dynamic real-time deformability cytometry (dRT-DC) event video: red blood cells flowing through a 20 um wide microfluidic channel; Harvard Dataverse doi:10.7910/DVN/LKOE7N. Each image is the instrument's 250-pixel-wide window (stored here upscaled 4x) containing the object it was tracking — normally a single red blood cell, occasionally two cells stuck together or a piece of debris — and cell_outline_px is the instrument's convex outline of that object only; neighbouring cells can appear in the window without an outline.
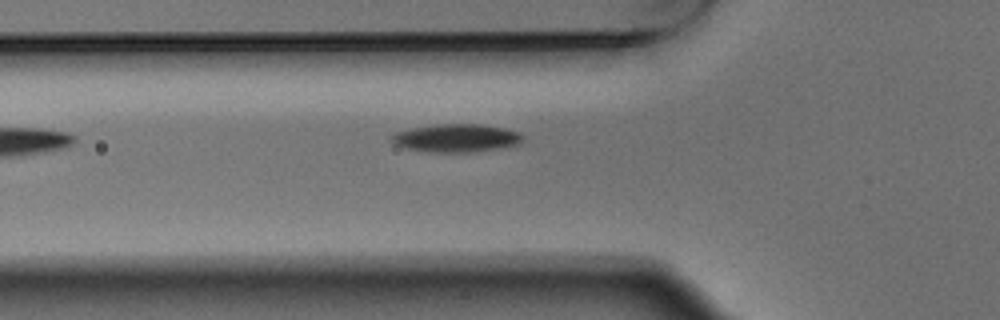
{"species": "Egyptian fruit bat (a non-hibernating species)", "species_latin": "Rousettus aegyptiacus", "temperature_condition": "warm", "stored_images_in_passage": 5, "camera_frame_rate_fps": 3000, "um_per_image_px": 0.085, "animal": {"sex": "male"}, "frame": {"image": 1, "passage_image": 5, "time_ms": 1.333, "image_size_px": [1000, 320], "cell_outline_px": [[524, 140], [520, 144], [468, 152], [428, 152], [404, 148], [396, 144], [392, 140], [392, 136], [396, 132], [412, 128], [440, 124], [480, 124], [504, 128], [520, 132], [524, 136]], "centroid_in_image_um": [38.81, 11.73], "position_along_channel_um": 87.0, "area_um2": 21.21}}